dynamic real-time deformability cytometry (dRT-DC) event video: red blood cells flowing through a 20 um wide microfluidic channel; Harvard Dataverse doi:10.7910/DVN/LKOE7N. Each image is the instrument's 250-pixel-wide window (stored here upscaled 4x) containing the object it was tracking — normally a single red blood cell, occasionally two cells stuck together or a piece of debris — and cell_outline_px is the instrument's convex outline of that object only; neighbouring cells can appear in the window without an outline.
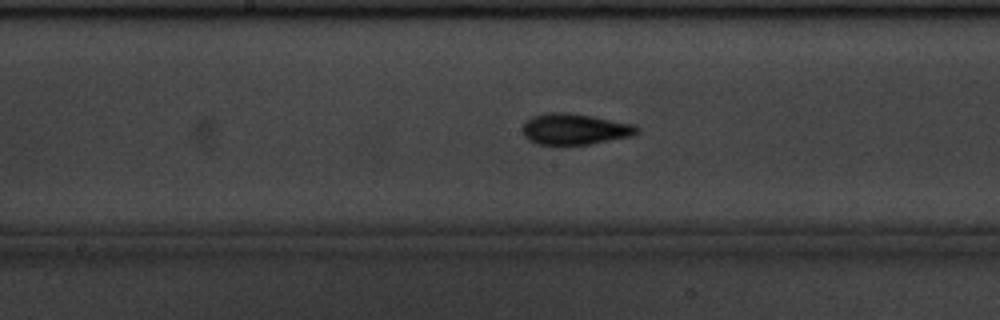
{"species": "common noctule bat (a hibernating species)", "species_latin": "Nyctalus noctula", "temperature_condition": "cold", "stored_images_in_passage": 41, "camera_frame_rate_fps": 3000, "um_per_image_px": 0.085, "animal": {"sex": "male", "body_mass_g": 20.1, "forearm_length_mm": 53.5}, "frame": {"image": 1, "passage_image": 24, "time_ms": 7.667, "image_size_px": [1000, 320], "cell_outline_px": [[640, 128], [632, 136], [592, 144], [536, 144], [528, 140], [524, 136], [520, 128], [532, 116], [548, 112], [568, 112], [592, 116], [636, 124]], "centroid_in_image_um": [48.85, 10.97], "position_along_channel_um": 199.4, "area_um2": 20.87}}